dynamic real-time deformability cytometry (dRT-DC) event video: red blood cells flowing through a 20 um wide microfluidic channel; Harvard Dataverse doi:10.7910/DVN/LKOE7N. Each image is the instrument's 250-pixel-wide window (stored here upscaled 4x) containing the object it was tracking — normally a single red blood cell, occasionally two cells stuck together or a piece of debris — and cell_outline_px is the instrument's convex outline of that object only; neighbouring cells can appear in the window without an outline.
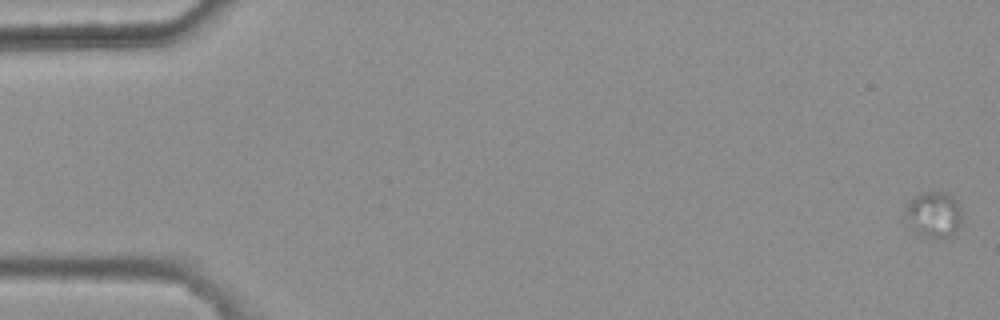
{"species": "common noctule bat (a hibernating species)", "species_latin": "Nyctalus noctula", "temperature_condition": "warm", "stored_images_in_passage": 7, "camera_frame_rate_fps": 3000, "um_per_image_px": 0.085, "animal": {"sex": "female", "body_mass_g": 25.1}, "frame": {"image": 1, "passage_image": 1, "time_ms": 0.0, "image_size_px": [1000, 320], "cell_outline_px": [[960, 224], [956, 232], [952, 236], [944, 240], [932, 240], [920, 236], [904, 212], [904, 208], [920, 192], [948, 192], [956, 200], [960, 208]], "centroid_in_image_um": [79.41, 18.28], "position_along_channel_um": 5.6, "area_um2": 15.26}}